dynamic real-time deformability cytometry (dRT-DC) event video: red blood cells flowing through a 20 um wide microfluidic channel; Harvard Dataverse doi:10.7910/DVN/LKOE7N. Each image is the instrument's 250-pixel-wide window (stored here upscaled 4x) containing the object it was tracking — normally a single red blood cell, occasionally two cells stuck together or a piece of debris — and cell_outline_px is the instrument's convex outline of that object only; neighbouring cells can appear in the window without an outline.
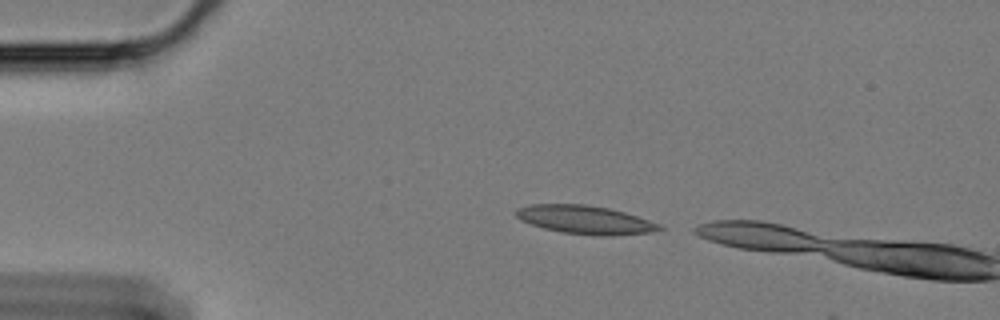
{"species": "Egyptian fruit bat (a non-hibernating species)", "species_latin": "Rousettus aegyptiacus", "temperature_condition": "cold", "stored_images_in_passage": 4, "camera_frame_rate_fps": 3000, "um_per_image_px": 0.085, "animal": {"sex": "female"}, "frame": {"image": 1, "passage_image": 2, "time_ms": 0.333, "image_size_px": [1000, 320], "cell_outline_px": [[664, 228], [652, 232], [612, 236], [560, 232], [544, 228], [520, 220], [516, 216], [516, 208], [528, 204], [588, 204], [608, 208], [624, 212], [660, 224]], "centroid_in_image_um": [49.72, 18.67], "position_along_channel_um": 35.3, "area_um2": 23.64}}